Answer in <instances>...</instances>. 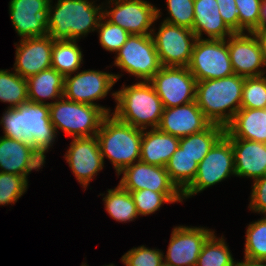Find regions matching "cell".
I'll list each match as a JSON object with an SVG mask.
<instances>
[{"mask_svg":"<svg viewBox=\"0 0 266 266\" xmlns=\"http://www.w3.org/2000/svg\"><path fill=\"white\" fill-rule=\"evenodd\" d=\"M119 75L96 70L77 72L75 76H65L63 97L68 100L88 105L99 106L107 115L109 109L95 104L93 101L104 98Z\"/></svg>","mask_w":266,"mask_h":266,"instance_id":"8fae6325","label":"cell"},{"mask_svg":"<svg viewBox=\"0 0 266 266\" xmlns=\"http://www.w3.org/2000/svg\"><path fill=\"white\" fill-rule=\"evenodd\" d=\"M169 18L164 21L191 29L194 21V0H167Z\"/></svg>","mask_w":266,"mask_h":266,"instance_id":"f35d334b","label":"cell"},{"mask_svg":"<svg viewBox=\"0 0 266 266\" xmlns=\"http://www.w3.org/2000/svg\"><path fill=\"white\" fill-rule=\"evenodd\" d=\"M53 43L49 35L21 39L16 46L14 71L27 79L51 68Z\"/></svg>","mask_w":266,"mask_h":266,"instance_id":"ac0fdd59","label":"cell"},{"mask_svg":"<svg viewBox=\"0 0 266 266\" xmlns=\"http://www.w3.org/2000/svg\"><path fill=\"white\" fill-rule=\"evenodd\" d=\"M165 168L172 182L183 192L193 182L198 163L178 147Z\"/></svg>","mask_w":266,"mask_h":266,"instance_id":"f1b7e54d","label":"cell"},{"mask_svg":"<svg viewBox=\"0 0 266 266\" xmlns=\"http://www.w3.org/2000/svg\"><path fill=\"white\" fill-rule=\"evenodd\" d=\"M241 108H266V77H247L244 80Z\"/></svg>","mask_w":266,"mask_h":266,"instance_id":"e575fe53","label":"cell"},{"mask_svg":"<svg viewBox=\"0 0 266 266\" xmlns=\"http://www.w3.org/2000/svg\"><path fill=\"white\" fill-rule=\"evenodd\" d=\"M192 31L198 39H202V32L213 40H224L234 34L222 19L216 0H194Z\"/></svg>","mask_w":266,"mask_h":266,"instance_id":"603a6c76","label":"cell"},{"mask_svg":"<svg viewBox=\"0 0 266 266\" xmlns=\"http://www.w3.org/2000/svg\"><path fill=\"white\" fill-rule=\"evenodd\" d=\"M214 233L203 227H174L164 264L169 266H196L204 243Z\"/></svg>","mask_w":266,"mask_h":266,"instance_id":"4fadbf2b","label":"cell"},{"mask_svg":"<svg viewBox=\"0 0 266 266\" xmlns=\"http://www.w3.org/2000/svg\"><path fill=\"white\" fill-rule=\"evenodd\" d=\"M244 259L242 262H236L235 266H266V261Z\"/></svg>","mask_w":266,"mask_h":266,"instance_id":"f6af8a7d","label":"cell"},{"mask_svg":"<svg viewBox=\"0 0 266 266\" xmlns=\"http://www.w3.org/2000/svg\"><path fill=\"white\" fill-rule=\"evenodd\" d=\"M103 200L106 211L116 221H132L139 216L131 193L119 184L117 188L108 189Z\"/></svg>","mask_w":266,"mask_h":266,"instance_id":"f546056e","label":"cell"},{"mask_svg":"<svg viewBox=\"0 0 266 266\" xmlns=\"http://www.w3.org/2000/svg\"><path fill=\"white\" fill-rule=\"evenodd\" d=\"M149 82L161 99L164 108L195 101L197 81L188 67L161 66Z\"/></svg>","mask_w":266,"mask_h":266,"instance_id":"30bf717a","label":"cell"},{"mask_svg":"<svg viewBox=\"0 0 266 266\" xmlns=\"http://www.w3.org/2000/svg\"><path fill=\"white\" fill-rule=\"evenodd\" d=\"M219 13L225 24L234 32L239 33V9L235 0H216Z\"/></svg>","mask_w":266,"mask_h":266,"instance_id":"b9f144b4","label":"cell"},{"mask_svg":"<svg viewBox=\"0 0 266 266\" xmlns=\"http://www.w3.org/2000/svg\"><path fill=\"white\" fill-rule=\"evenodd\" d=\"M224 133V126L211 123L201 132L180 138L179 147L199 164Z\"/></svg>","mask_w":266,"mask_h":266,"instance_id":"4316f807","label":"cell"},{"mask_svg":"<svg viewBox=\"0 0 266 266\" xmlns=\"http://www.w3.org/2000/svg\"><path fill=\"white\" fill-rule=\"evenodd\" d=\"M97 138L102 158L107 157L117 175L127 166L140 160L142 129L119 121L108 114L102 121Z\"/></svg>","mask_w":266,"mask_h":266,"instance_id":"277c9868","label":"cell"},{"mask_svg":"<svg viewBox=\"0 0 266 266\" xmlns=\"http://www.w3.org/2000/svg\"><path fill=\"white\" fill-rule=\"evenodd\" d=\"M262 51V55H263V59L266 65V50H261Z\"/></svg>","mask_w":266,"mask_h":266,"instance_id":"7dc6e473","label":"cell"},{"mask_svg":"<svg viewBox=\"0 0 266 266\" xmlns=\"http://www.w3.org/2000/svg\"><path fill=\"white\" fill-rule=\"evenodd\" d=\"M244 254L246 259L266 261V215L249 224Z\"/></svg>","mask_w":266,"mask_h":266,"instance_id":"836d02e7","label":"cell"},{"mask_svg":"<svg viewBox=\"0 0 266 266\" xmlns=\"http://www.w3.org/2000/svg\"><path fill=\"white\" fill-rule=\"evenodd\" d=\"M51 0H11L9 13L18 35L23 38L48 35V5Z\"/></svg>","mask_w":266,"mask_h":266,"instance_id":"5bb4252c","label":"cell"},{"mask_svg":"<svg viewBox=\"0 0 266 266\" xmlns=\"http://www.w3.org/2000/svg\"><path fill=\"white\" fill-rule=\"evenodd\" d=\"M112 93L117 102L114 113L119 121L145 130L159 126L163 104L149 81H140Z\"/></svg>","mask_w":266,"mask_h":266,"instance_id":"3957f363","label":"cell"},{"mask_svg":"<svg viewBox=\"0 0 266 266\" xmlns=\"http://www.w3.org/2000/svg\"><path fill=\"white\" fill-rule=\"evenodd\" d=\"M65 158L78 182L84 188L104 167L97 136L74 138Z\"/></svg>","mask_w":266,"mask_h":266,"instance_id":"9a60e30c","label":"cell"},{"mask_svg":"<svg viewBox=\"0 0 266 266\" xmlns=\"http://www.w3.org/2000/svg\"><path fill=\"white\" fill-rule=\"evenodd\" d=\"M82 61V51L76 40H54L52 68L65 77L79 70Z\"/></svg>","mask_w":266,"mask_h":266,"instance_id":"83f0119b","label":"cell"},{"mask_svg":"<svg viewBox=\"0 0 266 266\" xmlns=\"http://www.w3.org/2000/svg\"><path fill=\"white\" fill-rule=\"evenodd\" d=\"M116 54L114 65L143 81H149L161 68L151 34L130 35Z\"/></svg>","mask_w":266,"mask_h":266,"instance_id":"ba28073f","label":"cell"},{"mask_svg":"<svg viewBox=\"0 0 266 266\" xmlns=\"http://www.w3.org/2000/svg\"><path fill=\"white\" fill-rule=\"evenodd\" d=\"M262 0H235L239 9V33H252L259 24Z\"/></svg>","mask_w":266,"mask_h":266,"instance_id":"60d3db41","label":"cell"},{"mask_svg":"<svg viewBox=\"0 0 266 266\" xmlns=\"http://www.w3.org/2000/svg\"><path fill=\"white\" fill-rule=\"evenodd\" d=\"M163 254L159 249H149L143 245L129 250L121 260L126 266H162Z\"/></svg>","mask_w":266,"mask_h":266,"instance_id":"ab89813d","label":"cell"},{"mask_svg":"<svg viewBox=\"0 0 266 266\" xmlns=\"http://www.w3.org/2000/svg\"><path fill=\"white\" fill-rule=\"evenodd\" d=\"M64 79L65 77L52 67L28 77L26 79L28 101L49 105V102L45 103V99L57 101L62 98Z\"/></svg>","mask_w":266,"mask_h":266,"instance_id":"484cf974","label":"cell"},{"mask_svg":"<svg viewBox=\"0 0 266 266\" xmlns=\"http://www.w3.org/2000/svg\"><path fill=\"white\" fill-rule=\"evenodd\" d=\"M227 44L235 74L244 78L265 75L266 72L261 68L266 65L254 33H234L227 39Z\"/></svg>","mask_w":266,"mask_h":266,"instance_id":"2e32d148","label":"cell"},{"mask_svg":"<svg viewBox=\"0 0 266 266\" xmlns=\"http://www.w3.org/2000/svg\"><path fill=\"white\" fill-rule=\"evenodd\" d=\"M0 101L9 103V108L18 107L28 101L27 81L17 72L0 69Z\"/></svg>","mask_w":266,"mask_h":266,"instance_id":"4dcf8cb0","label":"cell"},{"mask_svg":"<svg viewBox=\"0 0 266 266\" xmlns=\"http://www.w3.org/2000/svg\"><path fill=\"white\" fill-rule=\"evenodd\" d=\"M236 262L223 238L213 233L204 243L196 266H235Z\"/></svg>","mask_w":266,"mask_h":266,"instance_id":"1f68e13d","label":"cell"},{"mask_svg":"<svg viewBox=\"0 0 266 266\" xmlns=\"http://www.w3.org/2000/svg\"><path fill=\"white\" fill-rule=\"evenodd\" d=\"M159 27L158 33L152 32L151 36L161 66L188 67L197 39L195 33L165 21Z\"/></svg>","mask_w":266,"mask_h":266,"instance_id":"9c48e42d","label":"cell"},{"mask_svg":"<svg viewBox=\"0 0 266 266\" xmlns=\"http://www.w3.org/2000/svg\"><path fill=\"white\" fill-rule=\"evenodd\" d=\"M50 120L72 138L96 136L107 114L99 107L62 97L49 103Z\"/></svg>","mask_w":266,"mask_h":266,"instance_id":"5b68a950","label":"cell"},{"mask_svg":"<svg viewBox=\"0 0 266 266\" xmlns=\"http://www.w3.org/2000/svg\"><path fill=\"white\" fill-rule=\"evenodd\" d=\"M27 186L24 176L0 172V205L15 204L26 192Z\"/></svg>","mask_w":266,"mask_h":266,"instance_id":"74e56055","label":"cell"},{"mask_svg":"<svg viewBox=\"0 0 266 266\" xmlns=\"http://www.w3.org/2000/svg\"><path fill=\"white\" fill-rule=\"evenodd\" d=\"M139 215H149L160 209L163 203L182 202V192H155L142 189L130 192Z\"/></svg>","mask_w":266,"mask_h":266,"instance_id":"d6a6232c","label":"cell"},{"mask_svg":"<svg viewBox=\"0 0 266 266\" xmlns=\"http://www.w3.org/2000/svg\"><path fill=\"white\" fill-rule=\"evenodd\" d=\"M244 80V77L233 74L196 82L195 101L211 123L225 127L239 111Z\"/></svg>","mask_w":266,"mask_h":266,"instance_id":"6da1fadb","label":"cell"},{"mask_svg":"<svg viewBox=\"0 0 266 266\" xmlns=\"http://www.w3.org/2000/svg\"><path fill=\"white\" fill-rule=\"evenodd\" d=\"M45 159L30 145L2 136L0 137V172L19 176L40 169Z\"/></svg>","mask_w":266,"mask_h":266,"instance_id":"ffe728a7","label":"cell"},{"mask_svg":"<svg viewBox=\"0 0 266 266\" xmlns=\"http://www.w3.org/2000/svg\"><path fill=\"white\" fill-rule=\"evenodd\" d=\"M54 7L49 3L47 30L53 40L77 41L95 31L103 17L102 6H96L94 1L58 0Z\"/></svg>","mask_w":266,"mask_h":266,"instance_id":"7a4b0ae2","label":"cell"},{"mask_svg":"<svg viewBox=\"0 0 266 266\" xmlns=\"http://www.w3.org/2000/svg\"><path fill=\"white\" fill-rule=\"evenodd\" d=\"M253 32H266V0L261 1L259 24Z\"/></svg>","mask_w":266,"mask_h":266,"instance_id":"ee69618b","label":"cell"},{"mask_svg":"<svg viewBox=\"0 0 266 266\" xmlns=\"http://www.w3.org/2000/svg\"><path fill=\"white\" fill-rule=\"evenodd\" d=\"M256 35V38L259 41L261 50H266V32H252Z\"/></svg>","mask_w":266,"mask_h":266,"instance_id":"bcb514c9","label":"cell"},{"mask_svg":"<svg viewBox=\"0 0 266 266\" xmlns=\"http://www.w3.org/2000/svg\"><path fill=\"white\" fill-rule=\"evenodd\" d=\"M96 30L99 32L101 46L107 51L116 53L131 35L119 25L109 22L104 16L101 18Z\"/></svg>","mask_w":266,"mask_h":266,"instance_id":"8d00e7d4","label":"cell"},{"mask_svg":"<svg viewBox=\"0 0 266 266\" xmlns=\"http://www.w3.org/2000/svg\"><path fill=\"white\" fill-rule=\"evenodd\" d=\"M180 138L153 128L142 130L140 160L150 165L165 167L179 147Z\"/></svg>","mask_w":266,"mask_h":266,"instance_id":"d4e9b609","label":"cell"},{"mask_svg":"<svg viewBox=\"0 0 266 266\" xmlns=\"http://www.w3.org/2000/svg\"><path fill=\"white\" fill-rule=\"evenodd\" d=\"M27 144L45 159L44 153L53 145L56 129L50 120L48 104L25 102Z\"/></svg>","mask_w":266,"mask_h":266,"instance_id":"44dd1931","label":"cell"},{"mask_svg":"<svg viewBox=\"0 0 266 266\" xmlns=\"http://www.w3.org/2000/svg\"><path fill=\"white\" fill-rule=\"evenodd\" d=\"M189 71L196 81L219 79L234 73L226 39H196Z\"/></svg>","mask_w":266,"mask_h":266,"instance_id":"52a82bcc","label":"cell"},{"mask_svg":"<svg viewBox=\"0 0 266 266\" xmlns=\"http://www.w3.org/2000/svg\"><path fill=\"white\" fill-rule=\"evenodd\" d=\"M115 1V2H114ZM115 4L111 10H103V16L119 25L131 35H150V26L160 17V9L145 0H110ZM150 30V32L148 31Z\"/></svg>","mask_w":266,"mask_h":266,"instance_id":"7c38bea8","label":"cell"},{"mask_svg":"<svg viewBox=\"0 0 266 266\" xmlns=\"http://www.w3.org/2000/svg\"><path fill=\"white\" fill-rule=\"evenodd\" d=\"M234 151L235 176L253 180L266 176V143L228 138Z\"/></svg>","mask_w":266,"mask_h":266,"instance_id":"7402d4cb","label":"cell"},{"mask_svg":"<svg viewBox=\"0 0 266 266\" xmlns=\"http://www.w3.org/2000/svg\"><path fill=\"white\" fill-rule=\"evenodd\" d=\"M1 124L5 137L27 144L25 103L15 108L8 107L0 121Z\"/></svg>","mask_w":266,"mask_h":266,"instance_id":"d590c367","label":"cell"},{"mask_svg":"<svg viewBox=\"0 0 266 266\" xmlns=\"http://www.w3.org/2000/svg\"><path fill=\"white\" fill-rule=\"evenodd\" d=\"M249 207L252 211L266 215V176L254 180Z\"/></svg>","mask_w":266,"mask_h":266,"instance_id":"7bdbcfd3","label":"cell"},{"mask_svg":"<svg viewBox=\"0 0 266 266\" xmlns=\"http://www.w3.org/2000/svg\"><path fill=\"white\" fill-rule=\"evenodd\" d=\"M227 138H241L266 143V108H240L225 126Z\"/></svg>","mask_w":266,"mask_h":266,"instance_id":"cb8c5ba5","label":"cell"},{"mask_svg":"<svg viewBox=\"0 0 266 266\" xmlns=\"http://www.w3.org/2000/svg\"><path fill=\"white\" fill-rule=\"evenodd\" d=\"M235 175L234 151L231 141L223 135L198 164L193 182L182 192L183 199Z\"/></svg>","mask_w":266,"mask_h":266,"instance_id":"8992f818","label":"cell"},{"mask_svg":"<svg viewBox=\"0 0 266 266\" xmlns=\"http://www.w3.org/2000/svg\"><path fill=\"white\" fill-rule=\"evenodd\" d=\"M210 124L196 101H193L185 105L164 108L157 128L174 137L183 138L205 130Z\"/></svg>","mask_w":266,"mask_h":266,"instance_id":"d6986e66","label":"cell"},{"mask_svg":"<svg viewBox=\"0 0 266 266\" xmlns=\"http://www.w3.org/2000/svg\"><path fill=\"white\" fill-rule=\"evenodd\" d=\"M119 185L129 192L150 189L155 192H181L172 182L165 167L142 162L125 167Z\"/></svg>","mask_w":266,"mask_h":266,"instance_id":"e0dca14e","label":"cell"}]
</instances>
